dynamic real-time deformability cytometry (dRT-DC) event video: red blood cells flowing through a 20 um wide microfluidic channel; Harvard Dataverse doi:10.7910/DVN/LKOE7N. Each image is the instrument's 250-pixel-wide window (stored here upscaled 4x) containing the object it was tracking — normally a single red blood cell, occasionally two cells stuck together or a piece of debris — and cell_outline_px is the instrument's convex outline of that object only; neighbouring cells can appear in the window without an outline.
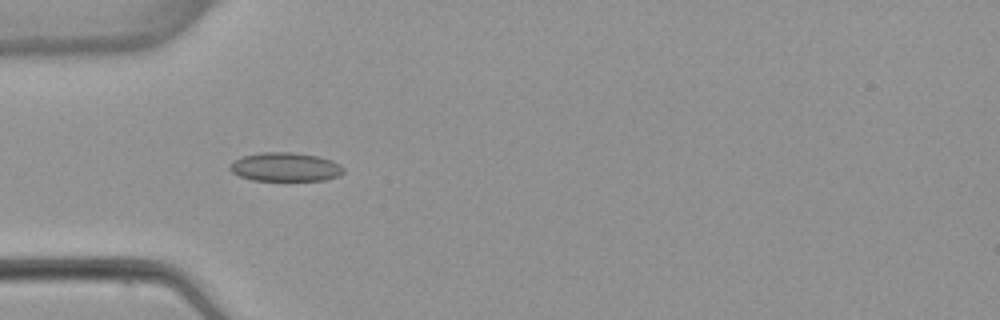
{"species": "common noctule bat (a hibernating species)", "species_latin": "Nyctalus noctula", "temperature_condition": "warm", "stored_images_in_passage": 2, "camera_frame_rate_fps": 3000, "um_per_image_px": 0.085, "animal": {"sex": "female", "body_mass_g": 22.7, "forearm_length_mm": 54.2}, "frame": {"image": 1, "passage_image": 2, "time_ms": 5.0, "image_size_px": [1000, 320], "cell_outline_px": [[344, 172], [336, 176], [324, 180], [252, 180], [240, 176], [232, 172], [228, 168], [236, 160], [244, 156], [260, 152], [292, 152], [316, 156], [332, 160], [340, 164], [344, 168]], "centroid_in_image_um": [24.27, 14.19], "position_along_channel_um": 60.7, "area_um2": 18.84}}